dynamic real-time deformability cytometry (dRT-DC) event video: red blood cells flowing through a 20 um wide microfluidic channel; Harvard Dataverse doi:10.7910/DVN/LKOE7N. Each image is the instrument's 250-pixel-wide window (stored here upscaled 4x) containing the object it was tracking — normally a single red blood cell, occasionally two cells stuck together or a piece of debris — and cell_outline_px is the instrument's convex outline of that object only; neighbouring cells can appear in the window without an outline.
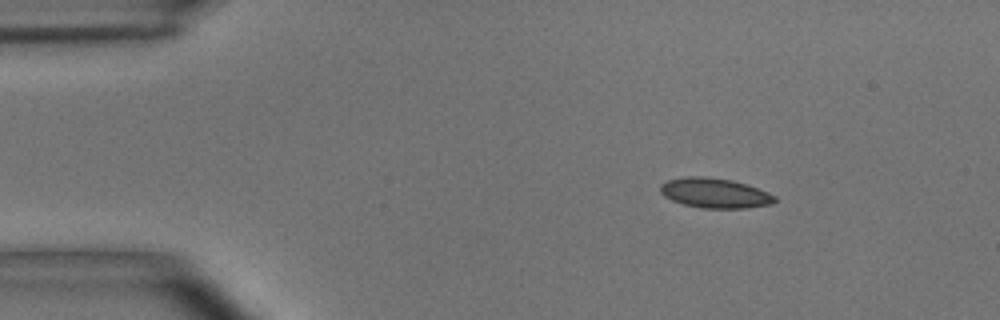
{"species": "common noctule bat (a hibernating species)", "species_latin": "Nyctalus noctula", "temperature_condition": "room temperature", "stored_images_in_passage": 47, "camera_frame_rate_fps": 3000, "um_per_image_px": 0.085, "animal": {"sex": "male", "body_mass_g": 15.6}, "frame": {"image": 1, "passage_image": 1, "time_ms": 0.0, "image_size_px": [1000, 320], "cell_outline_px": [[776, 200], [772, 204], [744, 208], [704, 208], [684, 204], [672, 200], [664, 196], [660, 192], [660, 184], [668, 180], [684, 176], [704, 176], [732, 180], [748, 184], [768, 192], [776, 196]], "centroid_in_image_um": [60.76, 16.4], "position_along_channel_um": 24.2, "area_um2": 20.0}}
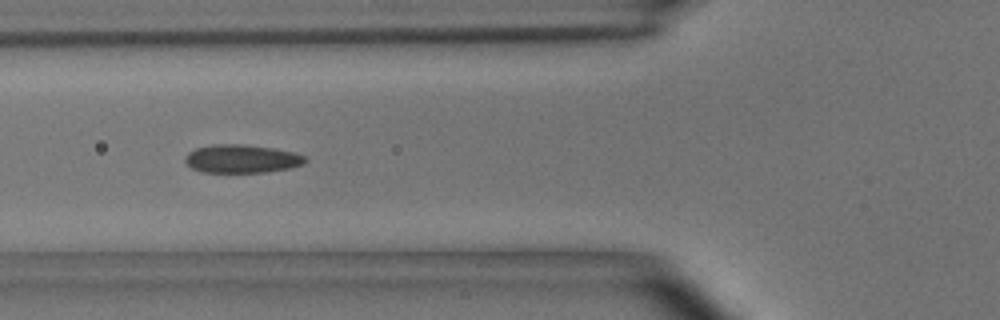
{"frame": {"image": 2, "passage_image": 13, "time_ms": 4.0, "image_size_px": [1000, 320], "cell_outline_px": [[308, 160], [304, 164], [292, 168], [264, 172], [200, 172], [192, 168], [184, 160], [184, 156], [188, 152], [196, 148], [212, 144], [244, 144], [272, 148], [296, 152], [304, 156]], "centroid_in_image_um": [20.56, 13.49], "position_along_channel_um": 105.2, "area_um2": 20.0}}
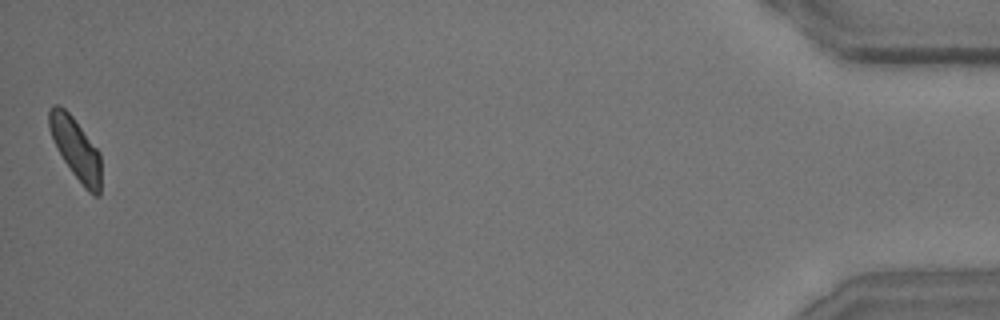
{"frame": {"image": 3, "passage_image": 47, "time_ms": 15.333, "image_size_px": [1000, 320], "cell_outline_px": [[100, 196], [92, 196], [84, 188], [72, 172], [64, 160], [48, 128], [48, 108], [52, 104], [56, 104], [64, 108], [72, 116], [100, 152]], "centroid_in_image_um": [6.44, 12.63], "position_along_channel_um": 428.8, "area_um2": 18.5}, "authors_computed_cell_mechanics": {"area_um2": 19.4208, "velocity_mm_per_s": 3.6638, "shape_relaxation_time_tau1_ms": 9.9763, "shape_relaxation_time_tau2_ms": 1.3428, "deformation_change_tau1": 0.1748, "deformation_change_tau2": 0.0708}}